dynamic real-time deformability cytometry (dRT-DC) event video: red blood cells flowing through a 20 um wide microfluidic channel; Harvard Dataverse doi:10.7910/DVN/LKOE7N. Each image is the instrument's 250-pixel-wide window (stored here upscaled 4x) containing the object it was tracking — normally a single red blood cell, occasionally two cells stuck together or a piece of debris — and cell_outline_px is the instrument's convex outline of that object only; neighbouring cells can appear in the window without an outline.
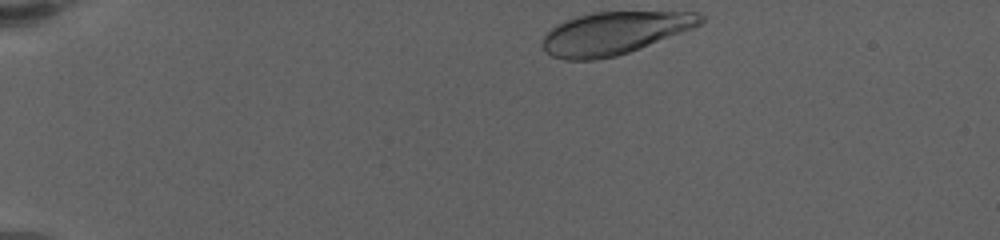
{"species": "human", "species_latin": "Homo sapiens", "temperature_condition": "warm", "stored_images_in_passage": 24, "camera_frame_rate_fps": 3000, "um_per_image_px": 0.085, "donor": {"sex": "female"}, "frame": {"image": 1, "passage_image": 1, "time_ms": 0.0, "image_size_px": [1000, 240], "cell_outline_px": [[704, 20], [700, 24], [692, 28], [640, 48], [616, 56], [596, 60], [564, 60], [552, 56], [544, 48], [544, 36], [556, 24], [564, 20], [576, 16], [596, 12], [696, 12], [704, 16]], "centroid_in_image_um": [52.21, 2.81], "position_along_channel_um": 32.8, "area_um2": 38.78}}
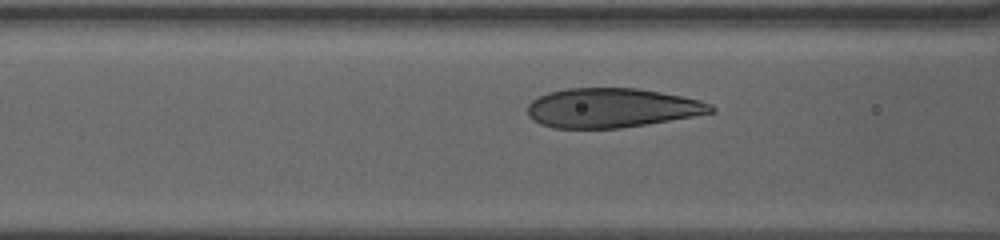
{"frame": {"image": 2, "passage_image": 15, "time_ms": 5.0, "image_size_px": [1000, 240], "cell_outline_px": [[716, 112], [620, 128], [552, 128], [540, 124], [532, 120], [528, 116], [528, 104], [532, 100], [548, 92], [564, 88], [636, 88], [660, 92], [700, 100], [712, 104], [716, 108]], "centroid_in_image_um": [51.97, 9.17], "position_along_channel_um": 114.6, "area_um2": 42.02}}
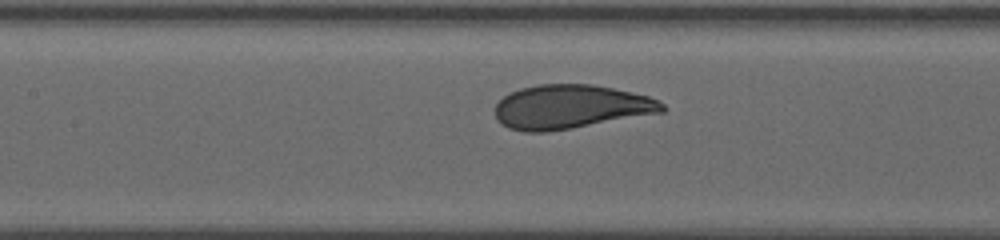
{"frame": {"image": 3, "passage_image": 23, "time_ms": 6.333, "image_size_px": [1000, 240], "cell_outline_px": [[664, 112], [572, 128], [548, 132], [524, 132], [508, 128], [500, 124], [496, 120], [496, 104], [504, 96], [520, 88], [540, 84], [592, 84], [612, 88], [648, 96], [664, 104]], "centroid_in_image_um": [48.47, 9.09], "position_along_channel_um": 158.9, "area_um2": 42.71}}